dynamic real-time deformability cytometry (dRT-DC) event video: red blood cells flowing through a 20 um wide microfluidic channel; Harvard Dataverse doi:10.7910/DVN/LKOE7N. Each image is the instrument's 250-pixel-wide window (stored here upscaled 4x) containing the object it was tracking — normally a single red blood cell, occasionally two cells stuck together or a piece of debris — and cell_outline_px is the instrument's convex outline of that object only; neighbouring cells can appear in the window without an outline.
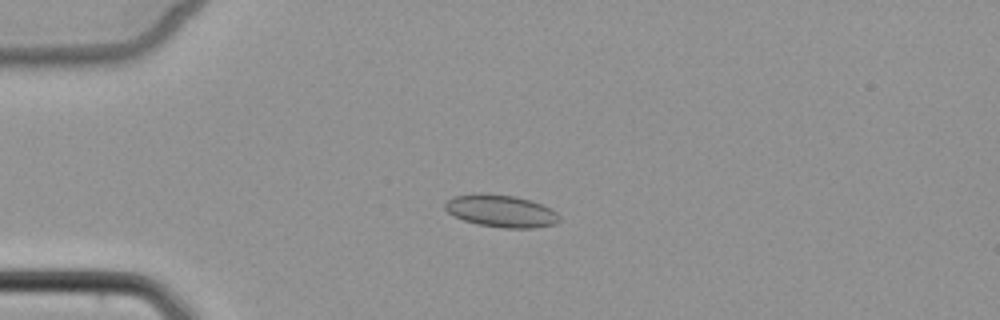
{"species": "common noctule bat (a hibernating species)", "species_latin": "Nyctalus noctula", "temperature_condition": "cold", "stored_images_in_passage": 4, "camera_frame_rate_fps": 3000, "um_per_image_px": 0.085, "animal": {"sex": "female", "body_mass_g": 22.7, "forearm_length_mm": 54.2}, "frame": {"image": 1, "passage_image": 3, "time_ms": 2.333, "image_size_px": [1000, 320], "cell_outline_px": [[560, 220], [556, 224], [532, 228], [504, 228], [476, 224], [464, 220], [448, 212], [444, 208], [444, 204], [452, 196], [476, 192], [480, 192], [516, 196], [532, 200], [552, 208], [560, 216]], "centroid_in_image_um": [42.6, 17.92], "position_along_channel_um": 42.4, "area_um2": 21.91}}